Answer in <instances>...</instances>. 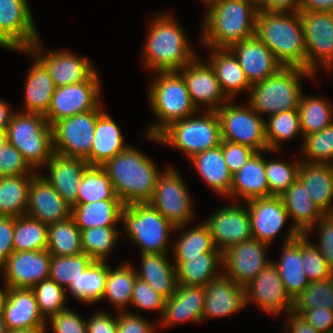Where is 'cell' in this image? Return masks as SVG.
I'll return each instance as SVG.
<instances>
[{"label": "cell", "instance_id": "1", "mask_svg": "<svg viewBox=\"0 0 333 333\" xmlns=\"http://www.w3.org/2000/svg\"><path fill=\"white\" fill-rule=\"evenodd\" d=\"M290 13L258 10L255 36L269 48L283 67L307 70L300 13Z\"/></svg>", "mask_w": 333, "mask_h": 333}, {"label": "cell", "instance_id": "2", "mask_svg": "<svg viewBox=\"0 0 333 333\" xmlns=\"http://www.w3.org/2000/svg\"><path fill=\"white\" fill-rule=\"evenodd\" d=\"M153 163L144 153L128 146L102 165L125 206L148 203L152 198L160 175Z\"/></svg>", "mask_w": 333, "mask_h": 333}, {"label": "cell", "instance_id": "3", "mask_svg": "<svg viewBox=\"0 0 333 333\" xmlns=\"http://www.w3.org/2000/svg\"><path fill=\"white\" fill-rule=\"evenodd\" d=\"M208 4L203 44L229 48L255 35L257 0H214Z\"/></svg>", "mask_w": 333, "mask_h": 333}, {"label": "cell", "instance_id": "4", "mask_svg": "<svg viewBox=\"0 0 333 333\" xmlns=\"http://www.w3.org/2000/svg\"><path fill=\"white\" fill-rule=\"evenodd\" d=\"M145 43L146 67L157 71H178L196 56L189 48L183 30L172 15L155 18Z\"/></svg>", "mask_w": 333, "mask_h": 333}, {"label": "cell", "instance_id": "5", "mask_svg": "<svg viewBox=\"0 0 333 333\" xmlns=\"http://www.w3.org/2000/svg\"><path fill=\"white\" fill-rule=\"evenodd\" d=\"M157 74L149 88L148 99L159 121L147 129L149 135H158L172 122L199 112L190 99L183 76L178 71H157Z\"/></svg>", "mask_w": 333, "mask_h": 333}, {"label": "cell", "instance_id": "6", "mask_svg": "<svg viewBox=\"0 0 333 333\" xmlns=\"http://www.w3.org/2000/svg\"><path fill=\"white\" fill-rule=\"evenodd\" d=\"M6 131L8 143L33 170L46 164L54 154L52 126L43 115L14 113Z\"/></svg>", "mask_w": 333, "mask_h": 333}, {"label": "cell", "instance_id": "7", "mask_svg": "<svg viewBox=\"0 0 333 333\" xmlns=\"http://www.w3.org/2000/svg\"><path fill=\"white\" fill-rule=\"evenodd\" d=\"M314 76L311 72L297 67H283L275 75L253 84L249 105L256 113L269 116L282 111L298 109L301 98L299 77Z\"/></svg>", "mask_w": 333, "mask_h": 333}, {"label": "cell", "instance_id": "8", "mask_svg": "<svg viewBox=\"0 0 333 333\" xmlns=\"http://www.w3.org/2000/svg\"><path fill=\"white\" fill-rule=\"evenodd\" d=\"M201 117L191 115L172 122L158 135H146L155 141L173 145L191 159L198 153L219 146L222 141L216 111L206 110Z\"/></svg>", "mask_w": 333, "mask_h": 333}, {"label": "cell", "instance_id": "9", "mask_svg": "<svg viewBox=\"0 0 333 333\" xmlns=\"http://www.w3.org/2000/svg\"><path fill=\"white\" fill-rule=\"evenodd\" d=\"M121 221L129 238L140 245L141 254H166L168 233L175 227L149 203L126 205Z\"/></svg>", "mask_w": 333, "mask_h": 333}, {"label": "cell", "instance_id": "10", "mask_svg": "<svg viewBox=\"0 0 333 333\" xmlns=\"http://www.w3.org/2000/svg\"><path fill=\"white\" fill-rule=\"evenodd\" d=\"M102 112L98 106L55 122L52 125L54 153L85 160L91 153L96 120Z\"/></svg>", "mask_w": 333, "mask_h": 333}, {"label": "cell", "instance_id": "11", "mask_svg": "<svg viewBox=\"0 0 333 333\" xmlns=\"http://www.w3.org/2000/svg\"><path fill=\"white\" fill-rule=\"evenodd\" d=\"M216 113L220 122L222 140L249 146L257 152L269 151L265 121L250 105L247 109L226 102L216 110Z\"/></svg>", "mask_w": 333, "mask_h": 333}, {"label": "cell", "instance_id": "12", "mask_svg": "<svg viewBox=\"0 0 333 333\" xmlns=\"http://www.w3.org/2000/svg\"><path fill=\"white\" fill-rule=\"evenodd\" d=\"M173 168L158 176L153 196L148 202L176 229L191 220L192 202L186 184Z\"/></svg>", "mask_w": 333, "mask_h": 333}, {"label": "cell", "instance_id": "13", "mask_svg": "<svg viewBox=\"0 0 333 333\" xmlns=\"http://www.w3.org/2000/svg\"><path fill=\"white\" fill-rule=\"evenodd\" d=\"M305 38L307 71L314 74L320 59L326 70L333 68V12H299ZM317 60H316V58Z\"/></svg>", "mask_w": 333, "mask_h": 333}, {"label": "cell", "instance_id": "14", "mask_svg": "<svg viewBox=\"0 0 333 333\" xmlns=\"http://www.w3.org/2000/svg\"><path fill=\"white\" fill-rule=\"evenodd\" d=\"M99 87L96 72L87 81L56 87L44 117L52 126L60 119L96 109L100 105Z\"/></svg>", "mask_w": 333, "mask_h": 333}, {"label": "cell", "instance_id": "15", "mask_svg": "<svg viewBox=\"0 0 333 333\" xmlns=\"http://www.w3.org/2000/svg\"><path fill=\"white\" fill-rule=\"evenodd\" d=\"M245 288V304L254 301L268 313L293 311L294 300L287 293L277 267L270 262Z\"/></svg>", "mask_w": 333, "mask_h": 333}, {"label": "cell", "instance_id": "16", "mask_svg": "<svg viewBox=\"0 0 333 333\" xmlns=\"http://www.w3.org/2000/svg\"><path fill=\"white\" fill-rule=\"evenodd\" d=\"M267 244L257 239H250L229 247L222 253L225 275L241 286H246L271 261H267Z\"/></svg>", "mask_w": 333, "mask_h": 333}, {"label": "cell", "instance_id": "17", "mask_svg": "<svg viewBox=\"0 0 333 333\" xmlns=\"http://www.w3.org/2000/svg\"><path fill=\"white\" fill-rule=\"evenodd\" d=\"M215 247L223 253L229 247L252 239L250 214L238 205L227 206L204 222Z\"/></svg>", "mask_w": 333, "mask_h": 333}, {"label": "cell", "instance_id": "18", "mask_svg": "<svg viewBox=\"0 0 333 333\" xmlns=\"http://www.w3.org/2000/svg\"><path fill=\"white\" fill-rule=\"evenodd\" d=\"M51 254L43 251H14L2 266L8 288L31 289L49 278Z\"/></svg>", "mask_w": 333, "mask_h": 333}, {"label": "cell", "instance_id": "19", "mask_svg": "<svg viewBox=\"0 0 333 333\" xmlns=\"http://www.w3.org/2000/svg\"><path fill=\"white\" fill-rule=\"evenodd\" d=\"M178 72L183 76L190 99L197 110L200 109V104H203L208 105L206 110L216 111L222 106L221 103L224 105L225 102L230 101L222 92L210 64H203L195 58Z\"/></svg>", "mask_w": 333, "mask_h": 333}, {"label": "cell", "instance_id": "20", "mask_svg": "<svg viewBox=\"0 0 333 333\" xmlns=\"http://www.w3.org/2000/svg\"><path fill=\"white\" fill-rule=\"evenodd\" d=\"M26 215L49 226L69 218L71 207L44 176L36 173L29 186Z\"/></svg>", "mask_w": 333, "mask_h": 333}, {"label": "cell", "instance_id": "21", "mask_svg": "<svg viewBox=\"0 0 333 333\" xmlns=\"http://www.w3.org/2000/svg\"><path fill=\"white\" fill-rule=\"evenodd\" d=\"M38 44L37 40L28 49H20V51L35 56L38 54V59L48 69L56 87L87 81L95 73L91 62L85 58H79L69 51L47 52L46 56L41 57L40 44Z\"/></svg>", "mask_w": 333, "mask_h": 333}, {"label": "cell", "instance_id": "22", "mask_svg": "<svg viewBox=\"0 0 333 333\" xmlns=\"http://www.w3.org/2000/svg\"><path fill=\"white\" fill-rule=\"evenodd\" d=\"M228 49L236 53L235 57L251 85L275 75L283 68L269 48L255 35L233 44Z\"/></svg>", "mask_w": 333, "mask_h": 333}, {"label": "cell", "instance_id": "23", "mask_svg": "<svg viewBox=\"0 0 333 333\" xmlns=\"http://www.w3.org/2000/svg\"><path fill=\"white\" fill-rule=\"evenodd\" d=\"M0 31L19 50L39 40L26 0H0Z\"/></svg>", "mask_w": 333, "mask_h": 333}, {"label": "cell", "instance_id": "24", "mask_svg": "<svg viewBox=\"0 0 333 333\" xmlns=\"http://www.w3.org/2000/svg\"><path fill=\"white\" fill-rule=\"evenodd\" d=\"M251 219L252 238L269 244L283 227L289 215L280 196L247 201Z\"/></svg>", "mask_w": 333, "mask_h": 333}, {"label": "cell", "instance_id": "25", "mask_svg": "<svg viewBox=\"0 0 333 333\" xmlns=\"http://www.w3.org/2000/svg\"><path fill=\"white\" fill-rule=\"evenodd\" d=\"M203 319L222 317L242 309L245 304V288L224 273L212 279L205 287Z\"/></svg>", "mask_w": 333, "mask_h": 333}, {"label": "cell", "instance_id": "26", "mask_svg": "<svg viewBox=\"0 0 333 333\" xmlns=\"http://www.w3.org/2000/svg\"><path fill=\"white\" fill-rule=\"evenodd\" d=\"M3 317L7 331L46 328L37 300L31 289L9 288L4 304Z\"/></svg>", "mask_w": 333, "mask_h": 333}, {"label": "cell", "instance_id": "27", "mask_svg": "<svg viewBox=\"0 0 333 333\" xmlns=\"http://www.w3.org/2000/svg\"><path fill=\"white\" fill-rule=\"evenodd\" d=\"M46 164H48L49 175L44 178L70 207L76 205L78 187L85 170L90 165L84 159L61 156L56 153Z\"/></svg>", "mask_w": 333, "mask_h": 333}, {"label": "cell", "instance_id": "28", "mask_svg": "<svg viewBox=\"0 0 333 333\" xmlns=\"http://www.w3.org/2000/svg\"><path fill=\"white\" fill-rule=\"evenodd\" d=\"M287 238L280 261L273 264L278 269L287 293L294 300L307 287L309 280L302 264V235L292 226Z\"/></svg>", "mask_w": 333, "mask_h": 333}, {"label": "cell", "instance_id": "29", "mask_svg": "<svg viewBox=\"0 0 333 333\" xmlns=\"http://www.w3.org/2000/svg\"><path fill=\"white\" fill-rule=\"evenodd\" d=\"M205 288L177 285L176 291L165 299L162 321L165 325L199 322L203 319Z\"/></svg>", "mask_w": 333, "mask_h": 333}, {"label": "cell", "instance_id": "30", "mask_svg": "<svg viewBox=\"0 0 333 333\" xmlns=\"http://www.w3.org/2000/svg\"><path fill=\"white\" fill-rule=\"evenodd\" d=\"M280 197L289 218L290 216L294 218L293 227L301 235H307L314 223L325 215L312 200L308 189L299 178Z\"/></svg>", "mask_w": 333, "mask_h": 333}, {"label": "cell", "instance_id": "31", "mask_svg": "<svg viewBox=\"0 0 333 333\" xmlns=\"http://www.w3.org/2000/svg\"><path fill=\"white\" fill-rule=\"evenodd\" d=\"M123 142L120 128L112 117L103 111L97 117L91 153L85 161L89 165L102 166L128 147Z\"/></svg>", "mask_w": 333, "mask_h": 333}, {"label": "cell", "instance_id": "32", "mask_svg": "<svg viewBox=\"0 0 333 333\" xmlns=\"http://www.w3.org/2000/svg\"><path fill=\"white\" fill-rule=\"evenodd\" d=\"M298 178L308 189L312 200L324 214L333 213V162L314 164L301 162Z\"/></svg>", "mask_w": 333, "mask_h": 333}, {"label": "cell", "instance_id": "33", "mask_svg": "<svg viewBox=\"0 0 333 333\" xmlns=\"http://www.w3.org/2000/svg\"><path fill=\"white\" fill-rule=\"evenodd\" d=\"M259 153L256 152L239 171L233 174L228 197L235 198L239 195L246 201L269 197L265 160Z\"/></svg>", "mask_w": 333, "mask_h": 333}, {"label": "cell", "instance_id": "34", "mask_svg": "<svg viewBox=\"0 0 333 333\" xmlns=\"http://www.w3.org/2000/svg\"><path fill=\"white\" fill-rule=\"evenodd\" d=\"M125 207L121 200H101L90 203H77L71 207V217L81 230L93 227H115L121 221Z\"/></svg>", "mask_w": 333, "mask_h": 333}, {"label": "cell", "instance_id": "35", "mask_svg": "<svg viewBox=\"0 0 333 333\" xmlns=\"http://www.w3.org/2000/svg\"><path fill=\"white\" fill-rule=\"evenodd\" d=\"M25 86L26 112L45 116L56 86L46 66L37 58L28 71Z\"/></svg>", "mask_w": 333, "mask_h": 333}, {"label": "cell", "instance_id": "36", "mask_svg": "<svg viewBox=\"0 0 333 333\" xmlns=\"http://www.w3.org/2000/svg\"><path fill=\"white\" fill-rule=\"evenodd\" d=\"M190 160L215 191L225 196L230 194L233 175L224 160L222 141L219 146L198 153Z\"/></svg>", "mask_w": 333, "mask_h": 333}, {"label": "cell", "instance_id": "37", "mask_svg": "<svg viewBox=\"0 0 333 333\" xmlns=\"http://www.w3.org/2000/svg\"><path fill=\"white\" fill-rule=\"evenodd\" d=\"M142 270L136 275L147 282L165 299L176 291L178 282L176 267L171 265L165 254H141Z\"/></svg>", "mask_w": 333, "mask_h": 333}, {"label": "cell", "instance_id": "38", "mask_svg": "<svg viewBox=\"0 0 333 333\" xmlns=\"http://www.w3.org/2000/svg\"><path fill=\"white\" fill-rule=\"evenodd\" d=\"M210 66L214 69L220 88L225 96L230 99L241 90L251 88L245 72L240 66L235 53L228 48H214Z\"/></svg>", "mask_w": 333, "mask_h": 333}, {"label": "cell", "instance_id": "39", "mask_svg": "<svg viewBox=\"0 0 333 333\" xmlns=\"http://www.w3.org/2000/svg\"><path fill=\"white\" fill-rule=\"evenodd\" d=\"M176 267L177 282L186 286L205 287L216 274L218 263H222L221 252H209L195 258H188L184 262H174Z\"/></svg>", "mask_w": 333, "mask_h": 333}, {"label": "cell", "instance_id": "40", "mask_svg": "<svg viewBox=\"0 0 333 333\" xmlns=\"http://www.w3.org/2000/svg\"><path fill=\"white\" fill-rule=\"evenodd\" d=\"M36 173L33 170L30 177H0V216L17 218L26 215L29 186Z\"/></svg>", "mask_w": 333, "mask_h": 333}, {"label": "cell", "instance_id": "41", "mask_svg": "<svg viewBox=\"0 0 333 333\" xmlns=\"http://www.w3.org/2000/svg\"><path fill=\"white\" fill-rule=\"evenodd\" d=\"M106 277L105 261H94L67 289L79 301L94 303L103 298Z\"/></svg>", "mask_w": 333, "mask_h": 333}, {"label": "cell", "instance_id": "42", "mask_svg": "<svg viewBox=\"0 0 333 333\" xmlns=\"http://www.w3.org/2000/svg\"><path fill=\"white\" fill-rule=\"evenodd\" d=\"M54 256H70L83 253L81 231L70 216L66 220L48 226V249Z\"/></svg>", "mask_w": 333, "mask_h": 333}, {"label": "cell", "instance_id": "43", "mask_svg": "<svg viewBox=\"0 0 333 333\" xmlns=\"http://www.w3.org/2000/svg\"><path fill=\"white\" fill-rule=\"evenodd\" d=\"M14 251L48 249V225L27 215L14 217Z\"/></svg>", "mask_w": 333, "mask_h": 333}, {"label": "cell", "instance_id": "44", "mask_svg": "<svg viewBox=\"0 0 333 333\" xmlns=\"http://www.w3.org/2000/svg\"><path fill=\"white\" fill-rule=\"evenodd\" d=\"M101 200H120L114 191L109 176L102 166L90 165L78 187L77 203Z\"/></svg>", "mask_w": 333, "mask_h": 333}, {"label": "cell", "instance_id": "45", "mask_svg": "<svg viewBox=\"0 0 333 333\" xmlns=\"http://www.w3.org/2000/svg\"><path fill=\"white\" fill-rule=\"evenodd\" d=\"M137 278L136 270L130 264L119 266L115 270H111L107 266V277L103 298H108L114 305L120 307L131 303L133 294V286Z\"/></svg>", "mask_w": 333, "mask_h": 333}, {"label": "cell", "instance_id": "46", "mask_svg": "<svg viewBox=\"0 0 333 333\" xmlns=\"http://www.w3.org/2000/svg\"><path fill=\"white\" fill-rule=\"evenodd\" d=\"M182 237L176 241L174 258L175 262H184L188 258H195L209 252H220L214 245L209 228L203 222L198 227L187 230Z\"/></svg>", "mask_w": 333, "mask_h": 333}, {"label": "cell", "instance_id": "47", "mask_svg": "<svg viewBox=\"0 0 333 333\" xmlns=\"http://www.w3.org/2000/svg\"><path fill=\"white\" fill-rule=\"evenodd\" d=\"M323 99L303 97L299 102L300 128L303 136L319 132L333 123L332 108Z\"/></svg>", "mask_w": 333, "mask_h": 333}, {"label": "cell", "instance_id": "48", "mask_svg": "<svg viewBox=\"0 0 333 333\" xmlns=\"http://www.w3.org/2000/svg\"><path fill=\"white\" fill-rule=\"evenodd\" d=\"M265 121V134L268 150H279L281 141L292 139L302 133L300 128V115L298 109L282 111L271 115Z\"/></svg>", "mask_w": 333, "mask_h": 333}, {"label": "cell", "instance_id": "49", "mask_svg": "<svg viewBox=\"0 0 333 333\" xmlns=\"http://www.w3.org/2000/svg\"><path fill=\"white\" fill-rule=\"evenodd\" d=\"M93 262L85 253L70 256L51 255L49 278L68 288Z\"/></svg>", "mask_w": 333, "mask_h": 333}, {"label": "cell", "instance_id": "50", "mask_svg": "<svg viewBox=\"0 0 333 333\" xmlns=\"http://www.w3.org/2000/svg\"><path fill=\"white\" fill-rule=\"evenodd\" d=\"M115 227H93L81 230L83 253L94 261H105L118 238Z\"/></svg>", "mask_w": 333, "mask_h": 333}, {"label": "cell", "instance_id": "51", "mask_svg": "<svg viewBox=\"0 0 333 333\" xmlns=\"http://www.w3.org/2000/svg\"><path fill=\"white\" fill-rule=\"evenodd\" d=\"M31 290L37 300L40 313L45 320L66 309L64 305L67 300L65 288L52 279H44L33 286Z\"/></svg>", "mask_w": 333, "mask_h": 333}, {"label": "cell", "instance_id": "52", "mask_svg": "<svg viewBox=\"0 0 333 333\" xmlns=\"http://www.w3.org/2000/svg\"><path fill=\"white\" fill-rule=\"evenodd\" d=\"M327 308L333 311V276L325 280L309 282L294 299L293 309Z\"/></svg>", "mask_w": 333, "mask_h": 333}, {"label": "cell", "instance_id": "53", "mask_svg": "<svg viewBox=\"0 0 333 333\" xmlns=\"http://www.w3.org/2000/svg\"><path fill=\"white\" fill-rule=\"evenodd\" d=\"M303 153L306 163L330 164L333 159V123L323 130L304 136ZM310 160V161H309Z\"/></svg>", "mask_w": 333, "mask_h": 333}, {"label": "cell", "instance_id": "54", "mask_svg": "<svg viewBox=\"0 0 333 333\" xmlns=\"http://www.w3.org/2000/svg\"><path fill=\"white\" fill-rule=\"evenodd\" d=\"M295 163V164H294ZM265 161V172L270 196L282 195L297 179L301 163Z\"/></svg>", "mask_w": 333, "mask_h": 333}, {"label": "cell", "instance_id": "55", "mask_svg": "<svg viewBox=\"0 0 333 333\" xmlns=\"http://www.w3.org/2000/svg\"><path fill=\"white\" fill-rule=\"evenodd\" d=\"M306 235H302V264L309 282L325 280L333 276V270L322 256L319 249L310 244Z\"/></svg>", "mask_w": 333, "mask_h": 333}, {"label": "cell", "instance_id": "56", "mask_svg": "<svg viewBox=\"0 0 333 333\" xmlns=\"http://www.w3.org/2000/svg\"><path fill=\"white\" fill-rule=\"evenodd\" d=\"M131 303L139 309L159 310L162 316L165 298L157 293L147 282L137 277L133 286Z\"/></svg>", "mask_w": 333, "mask_h": 333}, {"label": "cell", "instance_id": "57", "mask_svg": "<svg viewBox=\"0 0 333 333\" xmlns=\"http://www.w3.org/2000/svg\"><path fill=\"white\" fill-rule=\"evenodd\" d=\"M33 170L22 154L10 143L0 149V177L25 176Z\"/></svg>", "mask_w": 333, "mask_h": 333}, {"label": "cell", "instance_id": "58", "mask_svg": "<svg viewBox=\"0 0 333 333\" xmlns=\"http://www.w3.org/2000/svg\"><path fill=\"white\" fill-rule=\"evenodd\" d=\"M224 160L231 174L239 171L257 152L249 146L222 140Z\"/></svg>", "mask_w": 333, "mask_h": 333}, {"label": "cell", "instance_id": "59", "mask_svg": "<svg viewBox=\"0 0 333 333\" xmlns=\"http://www.w3.org/2000/svg\"><path fill=\"white\" fill-rule=\"evenodd\" d=\"M50 323L54 333H87L86 322L67 308L51 317Z\"/></svg>", "mask_w": 333, "mask_h": 333}, {"label": "cell", "instance_id": "60", "mask_svg": "<svg viewBox=\"0 0 333 333\" xmlns=\"http://www.w3.org/2000/svg\"><path fill=\"white\" fill-rule=\"evenodd\" d=\"M293 312L299 314L321 333H329L333 329V311L327 308L293 309Z\"/></svg>", "mask_w": 333, "mask_h": 333}, {"label": "cell", "instance_id": "61", "mask_svg": "<svg viewBox=\"0 0 333 333\" xmlns=\"http://www.w3.org/2000/svg\"><path fill=\"white\" fill-rule=\"evenodd\" d=\"M317 223L320 227V244L316 247L333 270V215L325 214Z\"/></svg>", "mask_w": 333, "mask_h": 333}, {"label": "cell", "instance_id": "62", "mask_svg": "<svg viewBox=\"0 0 333 333\" xmlns=\"http://www.w3.org/2000/svg\"><path fill=\"white\" fill-rule=\"evenodd\" d=\"M152 325L139 315L119 312L117 318V333H153Z\"/></svg>", "mask_w": 333, "mask_h": 333}, {"label": "cell", "instance_id": "63", "mask_svg": "<svg viewBox=\"0 0 333 333\" xmlns=\"http://www.w3.org/2000/svg\"><path fill=\"white\" fill-rule=\"evenodd\" d=\"M14 217L0 216V268L14 252Z\"/></svg>", "mask_w": 333, "mask_h": 333}, {"label": "cell", "instance_id": "64", "mask_svg": "<svg viewBox=\"0 0 333 333\" xmlns=\"http://www.w3.org/2000/svg\"><path fill=\"white\" fill-rule=\"evenodd\" d=\"M86 327L87 333H117V317L98 312L86 322Z\"/></svg>", "mask_w": 333, "mask_h": 333}, {"label": "cell", "instance_id": "65", "mask_svg": "<svg viewBox=\"0 0 333 333\" xmlns=\"http://www.w3.org/2000/svg\"><path fill=\"white\" fill-rule=\"evenodd\" d=\"M258 9L266 12H299L300 0H257Z\"/></svg>", "mask_w": 333, "mask_h": 333}, {"label": "cell", "instance_id": "66", "mask_svg": "<svg viewBox=\"0 0 333 333\" xmlns=\"http://www.w3.org/2000/svg\"><path fill=\"white\" fill-rule=\"evenodd\" d=\"M333 12V0H300L299 12Z\"/></svg>", "mask_w": 333, "mask_h": 333}, {"label": "cell", "instance_id": "67", "mask_svg": "<svg viewBox=\"0 0 333 333\" xmlns=\"http://www.w3.org/2000/svg\"><path fill=\"white\" fill-rule=\"evenodd\" d=\"M291 323V333H321L311 326L303 317L299 314L292 312L288 313Z\"/></svg>", "mask_w": 333, "mask_h": 333}, {"label": "cell", "instance_id": "68", "mask_svg": "<svg viewBox=\"0 0 333 333\" xmlns=\"http://www.w3.org/2000/svg\"><path fill=\"white\" fill-rule=\"evenodd\" d=\"M14 113L4 101H0V129L6 130Z\"/></svg>", "mask_w": 333, "mask_h": 333}, {"label": "cell", "instance_id": "69", "mask_svg": "<svg viewBox=\"0 0 333 333\" xmlns=\"http://www.w3.org/2000/svg\"><path fill=\"white\" fill-rule=\"evenodd\" d=\"M0 45L7 49L19 50L1 31H0Z\"/></svg>", "mask_w": 333, "mask_h": 333}, {"label": "cell", "instance_id": "70", "mask_svg": "<svg viewBox=\"0 0 333 333\" xmlns=\"http://www.w3.org/2000/svg\"><path fill=\"white\" fill-rule=\"evenodd\" d=\"M45 328H34V329H18L7 331V333H45Z\"/></svg>", "mask_w": 333, "mask_h": 333}, {"label": "cell", "instance_id": "71", "mask_svg": "<svg viewBox=\"0 0 333 333\" xmlns=\"http://www.w3.org/2000/svg\"><path fill=\"white\" fill-rule=\"evenodd\" d=\"M8 287L5 285L4 289H0V315L3 314L4 304L7 298Z\"/></svg>", "mask_w": 333, "mask_h": 333}, {"label": "cell", "instance_id": "72", "mask_svg": "<svg viewBox=\"0 0 333 333\" xmlns=\"http://www.w3.org/2000/svg\"><path fill=\"white\" fill-rule=\"evenodd\" d=\"M8 143L7 131L0 129V149Z\"/></svg>", "mask_w": 333, "mask_h": 333}, {"label": "cell", "instance_id": "73", "mask_svg": "<svg viewBox=\"0 0 333 333\" xmlns=\"http://www.w3.org/2000/svg\"><path fill=\"white\" fill-rule=\"evenodd\" d=\"M0 333H7V328L5 325L3 314L0 315Z\"/></svg>", "mask_w": 333, "mask_h": 333}, {"label": "cell", "instance_id": "74", "mask_svg": "<svg viewBox=\"0 0 333 333\" xmlns=\"http://www.w3.org/2000/svg\"><path fill=\"white\" fill-rule=\"evenodd\" d=\"M212 1H214V0H203V2H205V3H210V2H212Z\"/></svg>", "mask_w": 333, "mask_h": 333}]
</instances>
